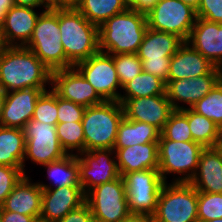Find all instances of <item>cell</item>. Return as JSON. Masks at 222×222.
Here are the masks:
<instances>
[{
    "label": "cell",
    "instance_id": "cell-1",
    "mask_svg": "<svg viewBox=\"0 0 222 222\" xmlns=\"http://www.w3.org/2000/svg\"><path fill=\"white\" fill-rule=\"evenodd\" d=\"M51 73L25 46H4L0 52V86L6 92L51 88Z\"/></svg>",
    "mask_w": 222,
    "mask_h": 222
},
{
    "label": "cell",
    "instance_id": "cell-2",
    "mask_svg": "<svg viewBox=\"0 0 222 222\" xmlns=\"http://www.w3.org/2000/svg\"><path fill=\"white\" fill-rule=\"evenodd\" d=\"M147 28L146 14L127 8L99 27V50L110 55L137 53Z\"/></svg>",
    "mask_w": 222,
    "mask_h": 222
},
{
    "label": "cell",
    "instance_id": "cell-3",
    "mask_svg": "<svg viewBox=\"0 0 222 222\" xmlns=\"http://www.w3.org/2000/svg\"><path fill=\"white\" fill-rule=\"evenodd\" d=\"M59 30L66 58L77 65L99 52V27L77 9L59 10Z\"/></svg>",
    "mask_w": 222,
    "mask_h": 222
},
{
    "label": "cell",
    "instance_id": "cell-4",
    "mask_svg": "<svg viewBox=\"0 0 222 222\" xmlns=\"http://www.w3.org/2000/svg\"><path fill=\"white\" fill-rule=\"evenodd\" d=\"M123 118L124 109L119 101H104L85 108L81 121L84 151L113 149L118 126Z\"/></svg>",
    "mask_w": 222,
    "mask_h": 222
},
{
    "label": "cell",
    "instance_id": "cell-5",
    "mask_svg": "<svg viewBox=\"0 0 222 222\" xmlns=\"http://www.w3.org/2000/svg\"><path fill=\"white\" fill-rule=\"evenodd\" d=\"M203 149L197 142L172 141L160 134L158 170L164 182H190L197 170Z\"/></svg>",
    "mask_w": 222,
    "mask_h": 222
},
{
    "label": "cell",
    "instance_id": "cell-6",
    "mask_svg": "<svg viewBox=\"0 0 222 222\" xmlns=\"http://www.w3.org/2000/svg\"><path fill=\"white\" fill-rule=\"evenodd\" d=\"M51 71L74 67L66 58L59 30V10H44L37 19L33 34L25 45Z\"/></svg>",
    "mask_w": 222,
    "mask_h": 222
},
{
    "label": "cell",
    "instance_id": "cell-7",
    "mask_svg": "<svg viewBox=\"0 0 222 222\" xmlns=\"http://www.w3.org/2000/svg\"><path fill=\"white\" fill-rule=\"evenodd\" d=\"M198 191L189 182H165L154 222H198Z\"/></svg>",
    "mask_w": 222,
    "mask_h": 222
},
{
    "label": "cell",
    "instance_id": "cell-8",
    "mask_svg": "<svg viewBox=\"0 0 222 222\" xmlns=\"http://www.w3.org/2000/svg\"><path fill=\"white\" fill-rule=\"evenodd\" d=\"M23 131L26 141L23 160V173L25 175L32 172V170H28L26 161L28 164H33L34 167L40 165L39 168H41V166L67 155L57 137L56 125L30 119L24 126Z\"/></svg>",
    "mask_w": 222,
    "mask_h": 222
},
{
    "label": "cell",
    "instance_id": "cell-9",
    "mask_svg": "<svg viewBox=\"0 0 222 222\" xmlns=\"http://www.w3.org/2000/svg\"><path fill=\"white\" fill-rule=\"evenodd\" d=\"M183 43L174 34L147 28L136 53L141 60L142 70L167 82L171 57Z\"/></svg>",
    "mask_w": 222,
    "mask_h": 222
},
{
    "label": "cell",
    "instance_id": "cell-10",
    "mask_svg": "<svg viewBox=\"0 0 222 222\" xmlns=\"http://www.w3.org/2000/svg\"><path fill=\"white\" fill-rule=\"evenodd\" d=\"M131 214L153 216L164 180L158 169L133 171L123 176Z\"/></svg>",
    "mask_w": 222,
    "mask_h": 222
},
{
    "label": "cell",
    "instance_id": "cell-11",
    "mask_svg": "<svg viewBox=\"0 0 222 222\" xmlns=\"http://www.w3.org/2000/svg\"><path fill=\"white\" fill-rule=\"evenodd\" d=\"M85 202L95 222H121L131 214L122 176L91 189L86 193Z\"/></svg>",
    "mask_w": 222,
    "mask_h": 222
},
{
    "label": "cell",
    "instance_id": "cell-12",
    "mask_svg": "<svg viewBox=\"0 0 222 222\" xmlns=\"http://www.w3.org/2000/svg\"><path fill=\"white\" fill-rule=\"evenodd\" d=\"M148 28L171 33L187 42L197 15L181 0H158L146 13Z\"/></svg>",
    "mask_w": 222,
    "mask_h": 222
},
{
    "label": "cell",
    "instance_id": "cell-13",
    "mask_svg": "<svg viewBox=\"0 0 222 222\" xmlns=\"http://www.w3.org/2000/svg\"><path fill=\"white\" fill-rule=\"evenodd\" d=\"M74 67L104 101H119L122 87L112 55L99 51Z\"/></svg>",
    "mask_w": 222,
    "mask_h": 222
},
{
    "label": "cell",
    "instance_id": "cell-14",
    "mask_svg": "<svg viewBox=\"0 0 222 222\" xmlns=\"http://www.w3.org/2000/svg\"><path fill=\"white\" fill-rule=\"evenodd\" d=\"M79 182L86 194L94 187L119 178L115 151L95 149L78 155Z\"/></svg>",
    "mask_w": 222,
    "mask_h": 222
},
{
    "label": "cell",
    "instance_id": "cell-15",
    "mask_svg": "<svg viewBox=\"0 0 222 222\" xmlns=\"http://www.w3.org/2000/svg\"><path fill=\"white\" fill-rule=\"evenodd\" d=\"M51 89L59 97L70 100L85 108L104 102L94 87L75 67L52 71Z\"/></svg>",
    "mask_w": 222,
    "mask_h": 222
},
{
    "label": "cell",
    "instance_id": "cell-16",
    "mask_svg": "<svg viewBox=\"0 0 222 222\" xmlns=\"http://www.w3.org/2000/svg\"><path fill=\"white\" fill-rule=\"evenodd\" d=\"M219 82L218 68L196 78H185L166 82V96L174 110L191 108L208 94Z\"/></svg>",
    "mask_w": 222,
    "mask_h": 222
},
{
    "label": "cell",
    "instance_id": "cell-17",
    "mask_svg": "<svg viewBox=\"0 0 222 222\" xmlns=\"http://www.w3.org/2000/svg\"><path fill=\"white\" fill-rule=\"evenodd\" d=\"M123 105L124 117L129 120L144 122L153 125L160 132L174 111L165 95L119 99Z\"/></svg>",
    "mask_w": 222,
    "mask_h": 222
},
{
    "label": "cell",
    "instance_id": "cell-18",
    "mask_svg": "<svg viewBox=\"0 0 222 222\" xmlns=\"http://www.w3.org/2000/svg\"><path fill=\"white\" fill-rule=\"evenodd\" d=\"M47 9L14 5L2 23L3 46H25L32 37L38 17Z\"/></svg>",
    "mask_w": 222,
    "mask_h": 222
},
{
    "label": "cell",
    "instance_id": "cell-19",
    "mask_svg": "<svg viewBox=\"0 0 222 222\" xmlns=\"http://www.w3.org/2000/svg\"><path fill=\"white\" fill-rule=\"evenodd\" d=\"M50 88H27L6 92L0 126L23 129L32 119L36 102Z\"/></svg>",
    "mask_w": 222,
    "mask_h": 222
},
{
    "label": "cell",
    "instance_id": "cell-20",
    "mask_svg": "<svg viewBox=\"0 0 222 222\" xmlns=\"http://www.w3.org/2000/svg\"><path fill=\"white\" fill-rule=\"evenodd\" d=\"M86 194L82 186H63L42 189V210L40 218L58 222L69 212L85 203Z\"/></svg>",
    "mask_w": 222,
    "mask_h": 222
},
{
    "label": "cell",
    "instance_id": "cell-21",
    "mask_svg": "<svg viewBox=\"0 0 222 222\" xmlns=\"http://www.w3.org/2000/svg\"><path fill=\"white\" fill-rule=\"evenodd\" d=\"M5 211L40 218L42 210V188L32 176L24 175L5 199L2 207Z\"/></svg>",
    "mask_w": 222,
    "mask_h": 222
},
{
    "label": "cell",
    "instance_id": "cell-22",
    "mask_svg": "<svg viewBox=\"0 0 222 222\" xmlns=\"http://www.w3.org/2000/svg\"><path fill=\"white\" fill-rule=\"evenodd\" d=\"M187 42L216 67L222 63V24L197 18Z\"/></svg>",
    "mask_w": 222,
    "mask_h": 222
},
{
    "label": "cell",
    "instance_id": "cell-23",
    "mask_svg": "<svg viewBox=\"0 0 222 222\" xmlns=\"http://www.w3.org/2000/svg\"><path fill=\"white\" fill-rule=\"evenodd\" d=\"M215 67L188 42H184L171 57L168 81L196 78L210 73Z\"/></svg>",
    "mask_w": 222,
    "mask_h": 222
},
{
    "label": "cell",
    "instance_id": "cell-24",
    "mask_svg": "<svg viewBox=\"0 0 222 222\" xmlns=\"http://www.w3.org/2000/svg\"><path fill=\"white\" fill-rule=\"evenodd\" d=\"M120 175L159 168L158 142L113 148Z\"/></svg>",
    "mask_w": 222,
    "mask_h": 222
},
{
    "label": "cell",
    "instance_id": "cell-25",
    "mask_svg": "<svg viewBox=\"0 0 222 222\" xmlns=\"http://www.w3.org/2000/svg\"><path fill=\"white\" fill-rule=\"evenodd\" d=\"M198 192L222 193V157L215 147L204 148L189 182Z\"/></svg>",
    "mask_w": 222,
    "mask_h": 222
},
{
    "label": "cell",
    "instance_id": "cell-26",
    "mask_svg": "<svg viewBox=\"0 0 222 222\" xmlns=\"http://www.w3.org/2000/svg\"><path fill=\"white\" fill-rule=\"evenodd\" d=\"M47 178L37 181L42 189H55L63 186H81L79 182L78 155L67 154L63 158L44 166ZM48 179V180H47Z\"/></svg>",
    "mask_w": 222,
    "mask_h": 222
},
{
    "label": "cell",
    "instance_id": "cell-27",
    "mask_svg": "<svg viewBox=\"0 0 222 222\" xmlns=\"http://www.w3.org/2000/svg\"><path fill=\"white\" fill-rule=\"evenodd\" d=\"M25 143L23 129L0 126V165L16 167L23 172Z\"/></svg>",
    "mask_w": 222,
    "mask_h": 222
},
{
    "label": "cell",
    "instance_id": "cell-28",
    "mask_svg": "<svg viewBox=\"0 0 222 222\" xmlns=\"http://www.w3.org/2000/svg\"><path fill=\"white\" fill-rule=\"evenodd\" d=\"M159 138L160 131L153 125L124 117L118 126L114 148L158 142Z\"/></svg>",
    "mask_w": 222,
    "mask_h": 222
},
{
    "label": "cell",
    "instance_id": "cell-29",
    "mask_svg": "<svg viewBox=\"0 0 222 222\" xmlns=\"http://www.w3.org/2000/svg\"><path fill=\"white\" fill-rule=\"evenodd\" d=\"M127 8L128 0H81L77 10L89 22L100 27L107 19Z\"/></svg>",
    "mask_w": 222,
    "mask_h": 222
},
{
    "label": "cell",
    "instance_id": "cell-30",
    "mask_svg": "<svg viewBox=\"0 0 222 222\" xmlns=\"http://www.w3.org/2000/svg\"><path fill=\"white\" fill-rule=\"evenodd\" d=\"M166 94V82L161 78L142 71L122 87L119 99L150 97Z\"/></svg>",
    "mask_w": 222,
    "mask_h": 222
},
{
    "label": "cell",
    "instance_id": "cell-31",
    "mask_svg": "<svg viewBox=\"0 0 222 222\" xmlns=\"http://www.w3.org/2000/svg\"><path fill=\"white\" fill-rule=\"evenodd\" d=\"M187 119L194 142L204 148L214 147L222 134L221 128L212 120L187 108Z\"/></svg>",
    "mask_w": 222,
    "mask_h": 222
},
{
    "label": "cell",
    "instance_id": "cell-32",
    "mask_svg": "<svg viewBox=\"0 0 222 222\" xmlns=\"http://www.w3.org/2000/svg\"><path fill=\"white\" fill-rule=\"evenodd\" d=\"M57 137L67 154L79 155L84 152V132L81 122L57 123Z\"/></svg>",
    "mask_w": 222,
    "mask_h": 222
},
{
    "label": "cell",
    "instance_id": "cell-33",
    "mask_svg": "<svg viewBox=\"0 0 222 222\" xmlns=\"http://www.w3.org/2000/svg\"><path fill=\"white\" fill-rule=\"evenodd\" d=\"M191 109L215 122L222 130V83L218 82L214 88Z\"/></svg>",
    "mask_w": 222,
    "mask_h": 222
},
{
    "label": "cell",
    "instance_id": "cell-34",
    "mask_svg": "<svg viewBox=\"0 0 222 222\" xmlns=\"http://www.w3.org/2000/svg\"><path fill=\"white\" fill-rule=\"evenodd\" d=\"M160 134L165 139L172 141H193L187 119V108L174 110Z\"/></svg>",
    "mask_w": 222,
    "mask_h": 222
},
{
    "label": "cell",
    "instance_id": "cell-35",
    "mask_svg": "<svg viewBox=\"0 0 222 222\" xmlns=\"http://www.w3.org/2000/svg\"><path fill=\"white\" fill-rule=\"evenodd\" d=\"M57 94L50 88L39 96L32 119L57 125Z\"/></svg>",
    "mask_w": 222,
    "mask_h": 222
},
{
    "label": "cell",
    "instance_id": "cell-36",
    "mask_svg": "<svg viewBox=\"0 0 222 222\" xmlns=\"http://www.w3.org/2000/svg\"><path fill=\"white\" fill-rule=\"evenodd\" d=\"M112 56L121 87L143 71L141 60L136 53L115 54Z\"/></svg>",
    "mask_w": 222,
    "mask_h": 222
},
{
    "label": "cell",
    "instance_id": "cell-37",
    "mask_svg": "<svg viewBox=\"0 0 222 222\" xmlns=\"http://www.w3.org/2000/svg\"><path fill=\"white\" fill-rule=\"evenodd\" d=\"M198 222L222 218V193L198 192Z\"/></svg>",
    "mask_w": 222,
    "mask_h": 222
},
{
    "label": "cell",
    "instance_id": "cell-38",
    "mask_svg": "<svg viewBox=\"0 0 222 222\" xmlns=\"http://www.w3.org/2000/svg\"><path fill=\"white\" fill-rule=\"evenodd\" d=\"M24 175L19 168L0 165V207Z\"/></svg>",
    "mask_w": 222,
    "mask_h": 222
},
{
    "label": "cell",
    "instance_id": "cell-39",
    "mask_svg": "<svg viewBox=\"0 0 222 222\" xmlns=\"http://www.w3.org/2000/svg\"><path fill=\"white\" fill-rule=\"evenodd\" d=\"M85 107L57 95L58 123L81 122Z\"/></svg>",
    "mask_w": 222,
    "mask_h": 222
},
{
    "label": "cell",
    "instance_id": "cell-40",
    "mask_svg": "<svg viewBox=\"0 0 222 222\" xmlns=\"http://www.w3.org/2000/svg\"><path fill=\"white\" fill-rule=\"evenodd\" d=\"M196 15L197 18L222 24V0H201Z\"/></svg>",
    "mask_w": 222,
    "mask_h": 222
},
{
    "label": "cell",
    "instance_id": "cell-41",
    "mask_svg": "<svg viewBox=\"0 0 222 222\" xmlns=\"http://www.w3.org/2000/svg\"><path fill=\"white\" fill-rule=\"evenodd\" d=\"M58 222H95V220L88 204L85 202Z\"/></svg>",
    "mask_w": 222,
    "mask_h": 222
},
{
    "label": "cell",
    "instance_id": "cell-42",
    "mask_svg": "<svg viewBox=\"0 0 222 222\" xmlns=\"http://www.w3.org/2000/svg\"><path fill=\"white\" fill-rule=\"evenodd\" d=\"M2 222H33L36 218L34 216L23 215L11 211H5L1 208Z\"/></svg>",
    "mask_w": 222,
    "mask_h": 222
},
{
    "label": "cell",
    "instance_id": "cell-43",
    "mask_svg": "<svg viewBox=\"0 0 222 222\" xmlns=\"http://www.w3.org/2000/svg\"><path fill=\"white\" fill-rule=\"evenodd\" d=\"M158 0H128V8L147 13Z\"/></svg>",
    "mask_w": 222,
    "mask_h": 222
},
{
    "label": "cell",
    "instance_id": "cell-44",
    "mask_svg": "<svg viewBox=\"0 0 222 222\" xmlns=\"http://www.w3.org/2000/svg\"><path fill=\"white\" fill-rule=\"evenodd\" d=\"M81 0H56V10L78 9Z\"/></svg>",
    "mask_w": 222,
    "mask_h": 222
},
{
    "label": "cell",
    "instance_id": "cell-45",
    "mask_svg": "<svg viewBox=\"0 0 222 222\" xmlns=\"http://www.w3.org/2000/svg\"><path fill=\"white\" fill-rule=\"evenodd\" d=\"M14 4L32 8H48L42 0H14Z\"/></svg>",
    "mask_w": 222,
    "mask_h": 222
},
{
    "label": "cell",
    "instance_id": "cell-46",
    "mask_svg": "<svg viewBox=\"0 0 222 222\" xmlns=\"http://www.w3.org/2000/svg\"><path fill=\"white\" fill-rule=\"evenodd\" d=\"M121 222H154L152 216L130 214L126 219Z\"/></svg>",
    "mask_w": 222,
    "mask_h": 222
},
{
    "label": "cell",
    "instance_id": "cell-47",
    "mask_svg": "<svg viewBox=\"0 0 222 222\" xmlns=\"http://www.w3.org/2000/svg\"><path fill=\"white\" fill-rule=\"evenodd\" d=\"M14 5V0H0V9L5 13H7Z\"/></svg>",
    "mask_w": 222,
    "mask_h": 222
},
{
    "label": "cell",
    "instance_id": "cell-48",
    "mask_svg": "<svg viewBox=\"0 0 222 222\" xmlns=\"http://www.w3.org/2000/svg\"><path fill=\"white\" fill-rule=\"evenodd\" d=\"M6 98V91L0 86V118Z\"/></svg>",
    "mask_w": 222,
    "mask_h": 222
},
{
    "label": "cell",
    "instance_id": "cell-49",
    "mask_svg": "<svg viewBox=\"0 0 222 222\" xmlns=\"http://www.w3.org/2000/svg\"><path fill=\"white\" fill-rule=\"evenodd\" d=\"M181 1H182L183 3L191 6V7L194 8L195 10H197L201 0H181Z\"/></svg>",
    "mask_w": 222,
    "mask_h": 222
},
{
    "label": "cell",
    "instance_id": "cell-50",
    "mask_svg": "<svg viewBox=\"0 0 222 222\" xmlns=\"http://www.w3.org/2000/svg\"><path fill=\"white\" fill-rule=\"evenodd\" d=\"M5 12L0 9V41H3V33H2V23L5 17Z\"/></svg>",
    "mask_w": 222,
    "mask_h": 222
},
{
    "label": "cell",
    "instance_id": "cell-51",
    "mask_svg": "<svg viewBox=\"0 0 222 222\" xmlns=\"http://www.w3.org/2000/svg\"><path fill=\"white\" fill-rule=\"evenodd\" d=\"M50 10H56V0H42Z\"/></svg>",
    "mask_w": 222,
    "mask_h": 222
},
{
    "label": "cell",
    "instance_id": "cell-52",
    "mask_svg": "<svg viewBox=\"0 0 222 222\" xmlns=\"http://www.w3.org/2000/svg\"><path fill=\"white\" fill-rule=\"evenodd\" d=\"M214 147L222 157V134H221L220 138L217 140Z\"/></svg>",
    "mask_w": 222,
    "mask_h": 222
},
{
    "label": "cell",
    "instance_id": "cell-53",
    "mask_svg": "<svg viewBox=\"0 0 222 222\" xmlns=\"http://www.w3.org/2000/svg\"><path fill=\"white\" fill-rule=\"evenodd\" d=\"M218 73H219V82L222 83V63H220L218 66Z\"/></svg>",
    "mask_w": 222,
    "mask_h": 222
},
{
    "label": "cell",
    "instance_id": "cell-54",
    "mask_svg": "<svg viewBox=\"0 0 222 222\" xmlns=\"http://www.w3.org/2000/svg\"><path fill=\"white\" fill-rule=\"evenodd\" d=\"M33 222H49V221L42 218H36Z\"/></svg>",
    "mask_w": 222,
    "mask_h": 222
},
{
    "label": "cell",
    "instance_id": "cell-55",
    "mask_svg": "<svg viewBox=\"0 0 222 222\" xmlns=\"http://www.w3.org/2000/svg\"><path fill=\"white\" fill-rule=\"evenodd\" d=\"M207 222H222V218H218V219H213Z\"/></svg>",
    "mask_w": 222,
    "mask_h": 222
},
{
    "label": "cell",
    "instance_id": "cell-56",
    "mask_svg": "<svg viewBox=\"0 0 222 222\" xmlns=\"http://www.w3.org/2000/svg\"><path fill=\"white\" fill-rule=\"evenodd\" d=\"M3 47H4V46H3V41H0V52H1V50H2Z\"/></svg>",
    "mask_w": 222,
    "mask_h": 222
},
{
    "label": "cell",
    "instance_id": "cell-57",
    "mask_svg": "<svg viewBox=\"0 0 222 222\" xmlns=\"http://www.w3.org/2000/svg\"><path fill=\"white\" fill-rule=\"evenodd\" d=\"M0 222H2V218H1V207H0Z\"/></svg>",
    "mask_w": 222,
    "mask_h": 222
}]
</instances>
